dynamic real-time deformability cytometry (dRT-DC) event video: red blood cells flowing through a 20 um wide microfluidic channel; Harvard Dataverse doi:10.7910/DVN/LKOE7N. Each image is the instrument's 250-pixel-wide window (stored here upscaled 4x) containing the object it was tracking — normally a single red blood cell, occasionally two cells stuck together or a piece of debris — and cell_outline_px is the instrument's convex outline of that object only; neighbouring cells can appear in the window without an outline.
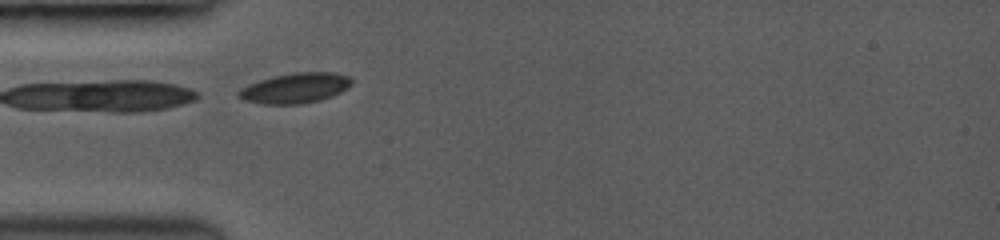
{"species": "common noctule bat (a hibernating species)", "species_latin": "Nyctalus noctula", "temperature_condition": "room temperature", "stored_images_in_passage": 31, "camera_frame_rate_fps": 3000, "um_per_image_px": 0.085, "animal": {"sex": "female", "body_mass_g": 19.0, "forearm_length_mm": 53.3}, "frame": {"image": 1, "passage_image": 4, "time_ms": 2.0, "image_size_px": [1000, 240], "cell_outline_px": [[352, 84], [348, 88], [332, 96], [320, 100], [304, 104], [260, 104], [244, 100], [236, 96], [236, 92], [240, 88], [248, 84], [260, 80], [276, 76], [296, 72], [332, 72], [348, 76], [352, 80]], "centroid_in_image_um": [25.07, 7.5], "position_along_channel_um": 59.9, "area_um2": 20.0}}
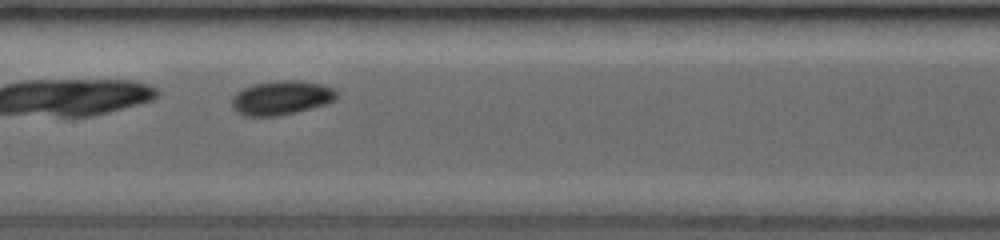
{"frame": {"image": 2, "passage_image": 14, "time_ms": 5.0, "image_size_px": [1000, 240], "cell_outline_px": [[336, 100], [328, 104], [296, 112], [276, 116], [244, 116], [236, 112], [232, 108], [232, 96], [236, 92], [244, 88], [256, 84], [276, 80], [300, 80], [320, 84], [336, 88]], "centroid_in_image_um": [23.93, 8.31], "position_along_channel_um": 183.5, "area_um2": 21.04}}
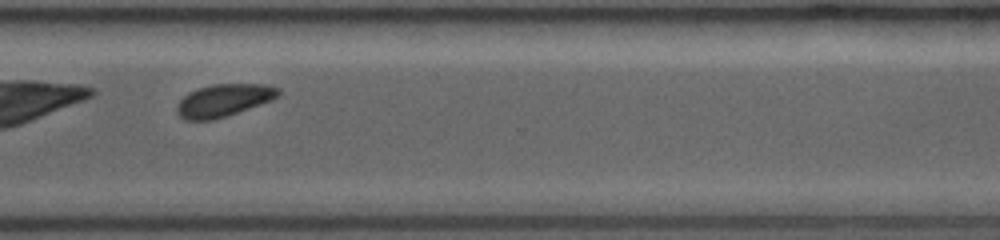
{"frame": {"image": 3, "passage_image": 28, "time_ms": 9.0, "image_size_px": [1000, 240], "cell_outline_px": [[280, 96], [272, 100], [212, 120], [184, 120], [176, 112], [176, 104], [188, 92], [212, 84], [264, 84], [280, 88]], "centroid_in_image_um": [19.0, 8.52], "position_along_channel_um": 351.6, "area_um2": 19.07}, "authors_computed_cell_mechanics": {"area_um2": 19.5942, "velocity_mm_per_s": 4.2002, "shape_relaxation_time_tau1_ms": 2.4391, "shape_relaxation_time_tau2_ms": 8.8162, "deformation_change_tau1": 0.0908, "deformation_change_tau2": 0.1355}}